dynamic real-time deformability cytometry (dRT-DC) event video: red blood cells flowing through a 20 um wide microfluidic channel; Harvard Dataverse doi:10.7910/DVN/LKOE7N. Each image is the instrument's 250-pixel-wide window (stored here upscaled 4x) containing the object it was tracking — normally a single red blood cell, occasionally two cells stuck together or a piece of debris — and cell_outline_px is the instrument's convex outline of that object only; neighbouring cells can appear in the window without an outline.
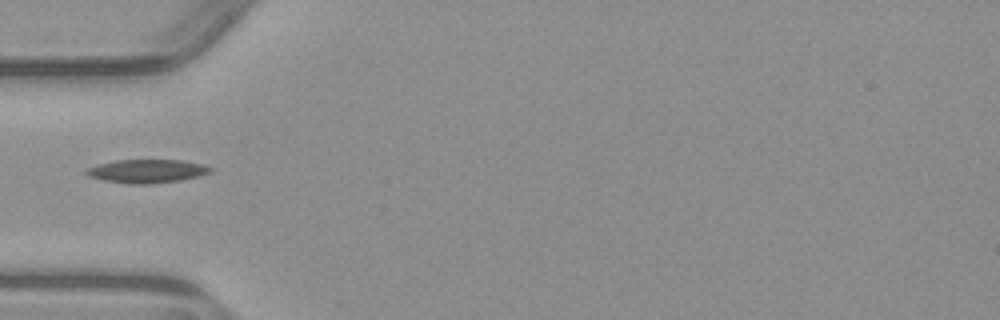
{"species": "common noctule bat (a hibernating species)", "species_latin": "Nyctalus noctula", "temperature_condition": "warm", "stored_images_in_passage": 2, "camera_frame_rate_fps": 3000, "um_per_image_px": 0.085, "animal": {"sex": "male", "body_mass_g": 23.1, "forearm_length_mm": 52.7}, "frame": {"image": 1, "passage_image": 1, "time_ms": 0.0, "image_size_px": [1000, 320], "cell_outline_px": [[212, 172], [180, 180], [152, 184], [128, 184], [104, 180], [88, 176], [84, 172], [84, 168], [116, 160], [184, 160], [204, 164], [212, 168]], "centroid_in_image_um": [12.47, 14.54], "position_along_channel_um": 72.5, "area_um2": 17.05}}
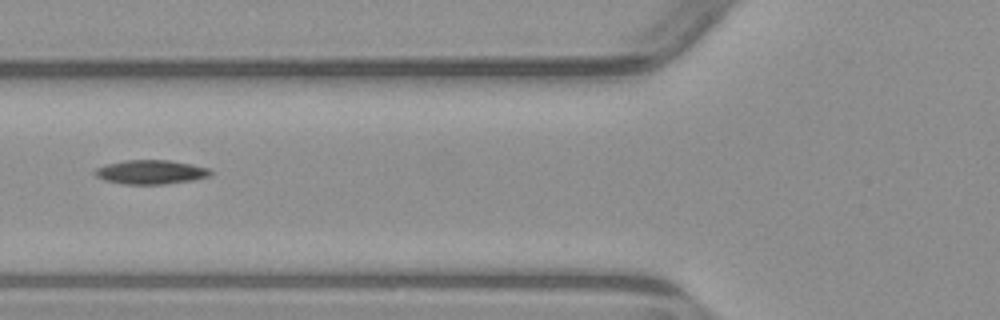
{"frame": {"image": 2, "passage_image": 2, "time_ms": 1.0, "image_size_px": [1000, 320], "cell_outline_px": [[212, 176], [192, 180], [164, 184], [124, 184], [104, 180], [96, 176], [92, 172], [96, 168], [104, 164], [124, 160], [168, 160], [192, 164], [208, 168], [212, 172]], "centroid_in_image_um": [12.79, 14.62], "position_along_channel_um": 113.0, "area_um2": 16.36}}